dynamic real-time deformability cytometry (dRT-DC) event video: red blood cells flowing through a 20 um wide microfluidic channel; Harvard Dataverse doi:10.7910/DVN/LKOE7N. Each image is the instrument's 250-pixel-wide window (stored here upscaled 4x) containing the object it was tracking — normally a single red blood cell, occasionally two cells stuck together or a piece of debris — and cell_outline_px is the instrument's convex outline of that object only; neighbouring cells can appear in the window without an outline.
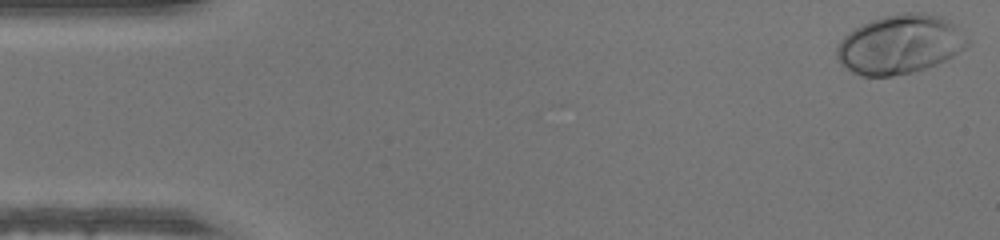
{"species": "human", "species_latin": "Homo sapiens", "temperature_condition": "warm", "stored_images_in_passage": 48, "camera_frame_rate_fps": 3000, "um_per_image_px": 0.085, "donor": {"sex": "male"}, "frame": {"image": 1, "passage_image": 1, "time_ms": 0.0, "image_size_px": [1000, 240], "cell_outline_px": [[968, 44], [964, 48], [952, 56], [936, 64], [912, 72], [892, 76], [860, 76], [852, 72], [840, 64], [836, 56], [836, 48], [840, 40], [848, 32], [860, 24], [884, 16], [904, 12], [924, 12], [940, 16], [948, 20], [968, 40]], "centroid_in_image_um": [76.42, 3.77], "position_along_channel_um": 8.6, "area_um2": 44.74}}
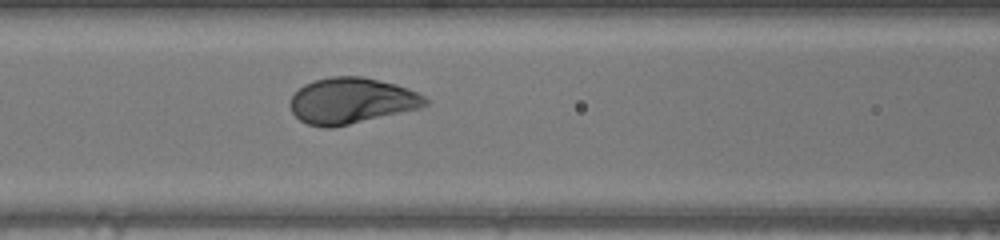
{"frame": {"image": 2, "passage_image": 20, "time_ms": 6.333, "image_size_px": [1000, 240], "cell_outline_px": [[428, 104], [420, 108], [332, 128], [324, 128], [308, 124], [300, 120], [292, 112], [288, 104], [292, 96], [304, 84], [312, 80], [332, 76], [360, 76], [396, 84], [408, 88], [424, 96], [428, 100]], "centroid_in_image_um": [29.85, 8.56], "position_along_channel_um": 136.8, "area_um2": 36.18}}
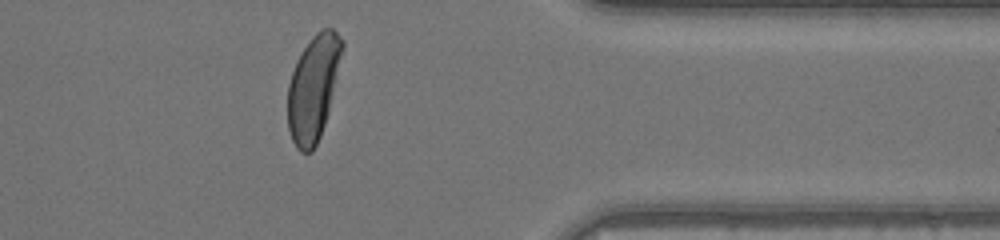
{"frame": {"image": 3, "passage_image": 39, "time_ms": 12.667, "image_size_px": [1000, 240], "cell_outline_px": [[344, 48], [328, 112], [320, 136], [312, 152], [300, 152], [296, 148], [292, 140], [288, 128], [288, 84], [296, 60], [312, 36], [316, 32], [324, 28], [332, 28], [344, 40]], "centroid_in_image_um": [26.63, 7.45], "position_along_channel_um": 384.8, "area_um2": 33.29}}